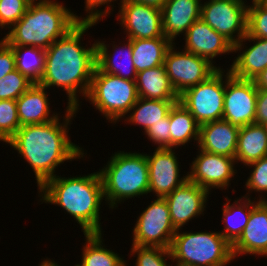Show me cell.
Here are the masks:
<instances>
[{
    "instance_id": "obj_11",
    "label": "cell",
    "mask_w": 267,
    "mask_h": 266,
    "mask_svg": "<svg viewBox=\"0 0 267 266\" xmlns=\"http://www.w3.org/2000/svg\"><path fill=\"white\" fill-rule=\"evenodd\" d=\"M173 43L167 50L164 59V66L178 95L186 89L205 81L220 67L212 65L206 58L195 55L182 49L175 50Z\"/></svg>"
},
{
    "instance_id": "obj_13",
    "label": "cell",
    "mask_w": 267,
    "mask_h": 266,
    "mask_svg": "<svg viewBox=\"0 0 267 266\" xmlns=\"http://www.w3.org/2000/svg\"><path fill=\"white\" fill-rule=\"evenodd\" d=\"M195 159V160H194ZM187 172L188 180L207 190L216 188L226 190L237 173L235 158L217 155L198 149V154Z\"/></svg>"
},
{
    "instance_id": "obj_42",
    "label": "cell",
    "mask_w": 267,
    "mask_h": 266,
    "mask_svg": "<svg viewBox=\"0 0 267 266\" xmlns=\"http://www.w3.org/2000/svg\"><path fill=\"white\" fill-rule=\"evenodd\" d=\"M257 89L267 90V68L253 79Z\"/></svg>"
},
{
    "instance_id": "obj_38",
    "label": "cell",
    "mask_w": 267,
    "mask_h": 266,
    "mask_svg": "<svg viewBox=\"0 0 267 266\" xmlns=\"http://www.w3.org/2000/svg\"><path fill=\"white\" fill-rule=\"evenodd\" d=\"M170 121L169 114L156 124L151 125L144 134L147 139L158 145L156 148H170Z\"/></svg>"
},
{
    "instance_id": "obj_28",
    "label": "cell",
    "mask_w": 267,
    "mask_h": 266,
    "mask_svg": "<svg viewBox=\"0 0 267 266\" xmlns=\"http://www.w3.org/2000/svg\"><path fill=\"white\" fill-rule=\"evenodd\" d=\"M169 121L170 148L178 149L179 146H186L192 140L198 143L200 125L179 101L170 109Z\"/></svg>"
},
{
    "instance_id": "obj_24",
    "label": "cell",
    "mask_w": 267,
    "mask_h": 266,
    "mask_svg": "<svg viewBox=\"0 0 267 266\" xmlns=\"http://www.w3.org/2000/svg\"><path fill=\"white\" fill-rule=\"evenodd\" d=\"M135 82L138 98L179 100V95L171 85L164 64L137 73Z\"/></svg>"
},
{
    "instance_id": "obj_44",
    "label": "cell",
    "mask_w": 267,
    "mask_h": 266,
    "mask_svg": "<svg viewBox=\"0 0 267 266\" xmlns=\"http://www.w3.org/2000/svg\"><path fill=\"white\" fill-rule=\"evenodd\" d=\"M39 266H60L57 264L54 260H51L49 258L45 259L39 264Z\"/></svg>"
},
{
    "instance_id": "obj_12",
    "label": "cell",
    "mask_w": 267,
    "mask_h": 266,
    "mask_svg": "<svg viewBox=\"0 0 267 266\" xmlns=\"http://www.w3.org/2000/svg\"><path fill=\"white\" fill-rule=\"evenodd\" d=\"M222 119L239 128L255 123L258 89L253 80L239 79L227 68Z\"/></svg>"
},
{
    "instance_id": "obj_29",
    "label": "cell",
    "mask_w": 267,
    "mask_h": 266,
    "mask_svg": "<svg viewBox=\"0 0 267 266\" xmlns=\"http://www.w3.org/2000/svg\"><path fill=\"white\" fill-rule=\"evenodd\" d=\"M178 101L138 98L137 102L130 109V114L124 119V122L126 121V124L139 125V127H143L145 132L151 125L165 118L173 105Z\"/></svg>"
},
{
    "instance_id": "obj_17",
    "label": "cell",
    "mask_w": 267,
    "mask_h": 266,
    "mask_svg": "<svg viewBox=\"0 0 267 266\" xmlns=\"http://www.w3.org/2000/svg\"><path fill=\"white\" fill-rule=\"evenodd\" d=\"M183 36L184 50L206 58L212 65L218 55L233 53V44L201 19L195 21Z\"/></svg>"
},
{
    "instance_id": "obj_1",
    "label": "cell",
    "mask_w": 267,
    "mask_h": 266,
    "mask_svg": "<svg viewBox=\"0 0 267 266\" xmlns=\"http://www.w3.org/2000/svg\"><path fill=\"white\" fill-rule=\"evenodd\" d=\"M94 25L78 22L45 49L44 73L38 84L47 89L62 88L68 97V107L79 109V96L86 98L97 66L95 41L87 48L81 43L84 33Z\"/></svg>"
},
{
    "instance_id": "obj_19",
    "label": "cell",
    "mask_w": 267,
    "mask_h": 266,
    "mask_svg": "<svg viewBox=\"0 0 267 266\" xmlns=\"http://www.w3.org/2000/svg\"><path fill=\"white\" fill-rule=\"evenodd\" d=\"M246 41L254 42L253 45L246 47L244 43ZM233 52H238V55L234 57L235 59L229 71L236 78L253 80L267 68L266 38H258L246 34L241 41L233 45Z\"/></svg>"
},
{
    "instance_id": "obj_37",
    "label": "cell",
    "mask_w": 267,
    "mask_h": 266,
    "mask_svg": "<svg viewBox=\"0 0 267 266\" xmlns=\"http://www.w3.org/2000/svg\"><path fill=\"white\" fill-rule=\"evenodd\" d=\"M32 0H0V28L10 29L25 14Z\"/></svg>"
},
{
    "instance_id": "obj_31",
    "label": "cell",
    "mask_w": 267,
    "mask_h": 266,
    "mask_svg": "<svg viewBox=\"0 0 267 266\" xmlns=\"http://www.w3.org/2000/svg\"><path fill=\"white\" fill-rule=\"evenodd\" d=\"M16 69L33 83H38L44 73L45 49L35 46H11Z\"/></svg>"
},
{
    "instance_id": "obj_8",
    "label": "cell",
    "mask_w": 267,
    "mask_h": 266,
    "mask_svg": "<svg viewBox=\"0 0 267 266\" xmlns=\"http://www.w3.org/2000/svg\"><path fill=\"white\" fill-rule=\"evenodd\" d=\"M225 70L217 69L205 81L186 89L179 102L202 125L221 120L224 108ZM224 77V78H223Z\"/></svg>"
},
{
    "instance_id": "obj_5",
    "label": "cell",
    "mask_w": 267,
    "mask_h": 266,
    "mask_svg": "<svg viewBox=\"0 0 267 266\" xmlns=\"http://www.w3.org/2000/svg\"><path fill=\"white\" fill-rule=\"evenodd\" d=\"M102 180L104 200L109 208L149 193V172L146 153L118 151L98 171Z\"/></svg>"
},
{
    "instance_id": "obj_9",
    "label": "cell",
    "mask_w": 267,
    "mask_h": 266,
    "mask_svg": "<svg viewBox=\"0 0 267 266\" xmlns=\"http://www.w3.org/2000/svg\"><path fill=\"white\" fill-rule=\"evenodd\" d=\"M177 230L174 228L165 198L156 197L139 214L133 229L132 245L169 249Z\"/></svg>"
},
{
    "instance_id": "obj_39",
    "label": "cell",
    "mask_w": 267,
    "mask_h": 266,
    "mask_svg": "<svg viewBox=\"0 0 267 266\" xmlns=\"http://www.w3.org/2000/svg\"><path fill=\"white\" fill-rule=\"evenodd\" d=\"M114 1L117 0H85V11L87 15L83 18H81V22H87V23H98L101 19L108 15H111L110 13L113 12V4ZM124 0H120L119 6ZM113 2V4L111 3ZM110 4V5H109ZM112 4V5H111ZM105 5V8L102 10L100 6ZM108 5V7L106 6ZM112 7V8H111ZM99 8V10H98Z\"/></svg>"
},
{
    "instance_id": "obj_10",
    "label": "cell",
    "mask_w": 267,
    "mask_h": 266,
    "mask_svg": "<svg viewBox=\"0 0 267 266\" xmlns=\"http://www.w3.org/2000/svg\"><path fill=\"white\" fill-rule=\"evenodd\" d=\"M247 8L239 0H208L201 2L200 19L234 45L247 34Z\"/></svg>"
},
{
    "instance_id": "obj_36",
    "label": "cell",
    "mask_w": 267,
    "mask_h": 266,
    "mask_svg": "<svg viewBox=\"0 0 267 266\" xmlns=\"http://www.w3.org/2000/svg\"><path fill=\"white\" fill-rule=\"evenodd\" d=\"M20 127L16 100H0V141L6 143Z\"/></svg>"
},
{
    "instance_id": "obj_21",
    "label": "cell",
    "mask_w": 267,
    "mask_h": 266,
    "mask_svg": "<svg viewBox=\"0 0 267 266\" xmlns=\"http://www.w3.org/2000/svg\"><path fill=\"white\" fill-rule=\"evenodd\" d=\"M239 129L223 119L204 123L199 127L196 147L217 155L235 158Z\"/></svg>"
},
{
    "instance_id": "obj_35",
    "label": "cell",
    "mask_w": 267,
    "mask_h": 266,
    "mask_svg": "<svg viewBox=\"0 0 267 266\" xmlns=\"http://www.w3.org/2000/svg\"><path fill=\"white\" fill-rule=\"evenodd\" d=\"M34 83L17 69L0 79V100H17Z\"/></svg>"
},
{
    "instance_id": "obj_16",
    "label": "cell",
    "mask_w": 267,
    "mask_h": 266,
    "mask_svg": "<svg viewBox=\"0 0 267 266\" xmlns=\"http://www.w3.org/2000/svg\"><path fill=\"white\" fill-rule=\"evenodd\" d=\"M209 192L196 183L186 180L172 193L165 196L172 224L176 230L183 229L194 218L203 215Z\"/></svg>"
},
{
    "instance_id": "obj_7",
    "label": "cell",
    "mask_w": 267,
    "mask_h": 266,
    "mask_svg": "<svg viewBox=\"0 0 267 266\" xmlns=\"http://www.w3.org/2000/svg\"><path fill=\"white\" fill-rule=\"evenodd\" d=\"M86 99L108 122L116 124L137 102L136 82L102 72L96 66Z\"/></svg>"
},
{
    "instance_id": "obj_27",
    "label": "cell",
    "mask_w": 267,
    "mask_h": 266,
    "mask_svg": "<svg viewBox=\"0 0 267 266\" xmlns=\"http://www.w3.org/2000/svg\"><path fill=\"white\" fill-rule=\"evenodd\" d=\"M173 43L166 37L132 39L133 63L137 73L164 64Z\"/></svg>"
},
{
    "instance_id": "obj_14",
    "label": "cell",
    "mask_w": 267,
    "mask_h": 266,
    "mask_svg": "<svg viewBox=\"0 0 267 266\" xmlns=\"http://www.w3.org/2000/svg\"><path fill=\"white\" fill-rule=\"evenodd\" d=\"M153 155L146 153L149 172V193L164 198L181 186L187 175L180 178L179 160L175 148H155Z\"/></svg>"
},
{
    "instance_id": "obj_22",
    "label": "cell",
    "mask_w": 267,
    "mask_h": 266,
    "mask_svg": "<svg viewBox=\"0 0 267 266\" xmlns=\"http://www.w3.org/2000/svg\"><path fill=\"white\" fill-rule=\"evenodd\" d=\"M126 41V44H122V47L121 45H116L115 41H113L114 45L112 44V51L114 52L112 54V52L109 50V45L111 44H106L105 41H98L97 39V41H95L97 67L102 72L116 75L123 79L135 81L137 71L133 63L132 39H127ZM118 50H120V52H118Z\"/></svg>"
},
{
    "instance_id": "obj_6",
    "label": "cell",
    "mask_w": 267,
    "mask_h": 266,
    "mask_svg": "<svg viewBox=\"0 0 267 266\" xmlns=\"http://www.w3.org/2000/svg\"><path fill=\"white\" fill-rule=\"evenodd\" d=\"M175 266H227L232 245L218 232H175L169 248Z\"/></svg>"
},
{
    "instance_id": "obj_26",
    "label": "cell",
    "mask_w": 267,
    "mask_h": 266,
    "mask_svg": "<svg viewBox=\"0 0 267 266\" xmlns=\"http://www.w3.org/2000/svg\"><path fill=\"white\" fill-rule=\"evenodd\" d=\"M226 202L223 204L222 220L224 229L219 233L233 245L241 236L252 208L259 202L251 198L240 197L230 204L231 199L226 196ZM254 201V202H253Z\"/></svg>"
},
{
    "instance_id": "obj_2",
    "label": "cell",
    "mask_w": 267,
    "mask_h": 266,
    "mask_svg": "<svg viewBox=\"0 0 267 266\" xmlns=\"http://www.w3.org/2000/svg\"><path fill=\"white\" fill-rule=\"evenodd\" d=\"M78 112V109L66 106L62 123L58 116L47 123L21 126L6 142L30 165L38 188L57 175L55 169L60 164L84 158L87 154L68 136V127Z\"/></svg>"
},
{
    "instance_id": "obj_41",
    "label": "cell",
    "mask_w": 267,
    "mask_h": 266,
    "mask_svg": "<svg viewBox=\"0 0 267 266\" xmlns=\"http://www.w3.org/2000/svg\"><path fill=\"white\" fill-rule=\"evenodd\" d=\"M256 124H267V90L258 89V95L256 99Z\"/></svg>"
},
{
    "instance_id": "obj_25",
    "label": "cell",
    "mask_w": 267,
    "mask_h": 266,
    "mask_svg": "<svg viewBox=\"0 0 267 266\" xmlns=\"http://www.w3.org/2000/svg\"><path fill=\"white\" fill-rule=\"evenodd\" d=\"M267 156V128L252 123L239 129L235 161L245 166Z\"/></svg>"
},
{
    "instance_id": "obj_4",
    "label": "cell",
    "mask_w": 267,
    "mask_h": 266,
    "mask_svg": "<svg viewBox=\"0 0 267 266\" xmlns=\"http://www.w3.org/2000/svg\"><path fill=\"white\" fill-rule=\"evenodd\" d=\"M38 1V2H37ZM57 0H32L23 17L2 38L9 46H35L47 49L63 37L81 16Z\"/></svg>"
},
{
    "instance_id": "obj_40",
    "label": "cell",
    "mask_w": 267,
    "mask_h": 266,
    "mask_svg": "<svg viewBox=\"0 0 267 266\" xmlns=\"http://www.w3.org/2000/svg\"><path fill=\"white\" fill-rule=\"evenodd\" d=\"M16 69L14 50L3 39L0 40V79Z\"/></svg>"
},
{
    "instance_id": "obj_34",
    "label": "cell",
    "mask_w": 267,
    "mask_h": 266,
    "mask_svg": "<svg viewBox=\"0 0 267 266\" xmlns=\"http://www.w3.org/2000/svg\"><path fill=\"white\" fill-rule=\"evenodd\" d=\"M252 168L249 177L245 183V188L248 189V193L242 197L250 198L251 192H260L264 195H259L258 201H267L265 193H267V156L262 157L259 160L253 161L246 165V167ZM251 191V192H250ZM265 192V193H264ZM261 196V197H260Z\"/></svg>"
},
{
    "instance_id": "obj_33",
    "label": "cell",
    "mask_w": 267,
    "mask_h": 266,
    "mask_svg": "<svg viewBox=\"0 0 267 266\" xmlns=\"http://www.w3.org/2000/svg\"><path fill=\"white\" fill-rule=\"evenodd\" d=\"M131 255H136L135 266H173L167 264V258H172L169 249L163 247L132 245Z\"/></svg>"
},
{
    "instance_id": "obj_23",
    "label": "cell",
    "mask_w": 267,
    "mask_h": 266,
    "mask_svg": "<svg viewBox=\"0 0 267 266\" xmlns=\"http://www.w3.org/2000/svg\"><path fill=\"white\" fill-rule=\"evenodd\" d=\"M46 90V87L34 83L16 100L20 126L47 123L59 116L60 113L50 114L52 111Z\"/></svg>"
},
{
    "instance_id": "obj_32",
    "label": "cell",
    "mask_w": 267,
    "mask_h": 266,
    "mask_svg": "<svg viewBox=\"0 0 267 266\" xmlns=\"http://www.w3.org/2000/svg\"><path fill=\"white\" fill-rule=\"evenodd\" d=\"M247 8V34L267 39V0H253Z\"/></svg>"
},
{
    "instance_id": "obj_3",
    "label": "cell",
    "mask_w": 267,
    "mask_h": 266,
    "mask_svg": "<svg viewBox=\"0 0 267 266\" xmlns=\"http://www.w3.org/2000/svg\"><path fill=\"white\" fill-rule=\"evenodd\" d=\"M40 202L58 205L70 214L84 233H102L100 209L104 200L99 172L81 176L56 175L39 188Z\"/></svg>"
},
{
    "instance_id": "obj_20",
    "label": "cell",
    "mask_w": 267,
    "mask_h": 266,
    "mask_svg": "<svg viewBox=\"0 0 267 266\" xmlns=\"http://www.w3.org/2000/svg\"><path fill=\"white\" fill-rule=\"evenodd\" d=\"M202 0H166L161 9L162 30L172 43L200 19Z\"/></svg>"
},
{
    "instance_id": "obj_18",
    "label": "cell",
    "mask_w": 267,
    "mask_h": 266,
    "mask_svg": "<svg viewBox=\"0 0 267 266\" xmlns=\"http://www.w3.org/2000/svg\"><path fill=\"white\" fill-rule=\"evenodd\" d=\"M234 259L239 255L267 257V201H259L251 210L248 223L232 245Z\"/></svg>"
},
{
    "instance_id": "obj_30",
    "label": "cell",
    "mask_w": 267,
    "mask_h": 266,
    "mask_svg": "<svg viewBox=\"0 0 267 266\" xmlns=\"http://www.w3.org/2000/svg\"><path fill=\"white\" fill-rule=\"evenodd\" d=\"M85 244L79 266H127L124 257L103 245L102 233H84Z\"/></svg>"
},
{
    "instance_id": "obj_15",
    "label": "cell",
    "mask_w": 267,
    "mask_h": 266,
    "mask_svg": "<svg viewBox=\"0 0 267 266\" xmlns=\"http://www.w3.org/2000/svg\"><path fill=\"white\" fill-rule=\"evenodd\" d=\"M117 14V21H120L125 30L126 39L165 37L159 9L133 1H123Z\"/></svg>"
},
{
    "instance_id": "obj_43",
    "label": "cell",
    "mask_w": 267,
    "mask_h": 266,
    "mask_svg": "<svg viewBox=\"0 0 267 266\" xmlns=\"http://www.w3.org/2000/svg\"><path fill=\"white\" fill-rule=\"evenodd\" d=\"M124 1H133L135 3L145 4L149 7H153L159 10L162 9L164 3L166 2V0H124Z\"/></svg>"
}]
</instances>
